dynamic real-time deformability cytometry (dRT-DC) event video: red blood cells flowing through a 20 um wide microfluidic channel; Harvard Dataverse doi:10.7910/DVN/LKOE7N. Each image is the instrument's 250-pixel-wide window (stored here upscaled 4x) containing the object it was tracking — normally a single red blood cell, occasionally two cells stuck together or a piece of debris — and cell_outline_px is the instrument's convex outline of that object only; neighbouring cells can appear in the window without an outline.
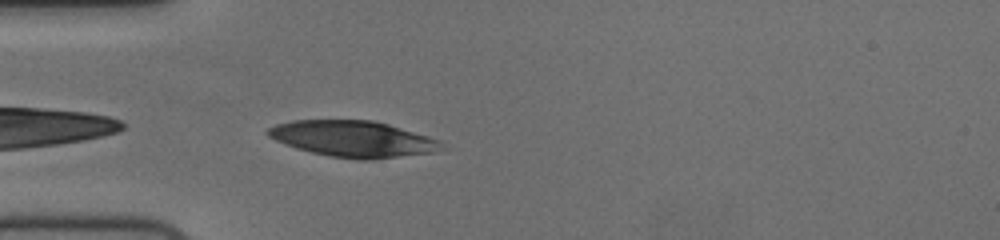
{"species": "human", "species_latin": "Homo sapiens", "temperature_condition": "cold", "stored_images_in_passage": 32, "camera_frame_rate_fps": 3000, "um_per_image_px": 0.085, "donor": {"sex": "female"}, "frame": {"image": 1, "passage_image": 1, "time_ms": 0.0, "image_size_px": [1000, 240], "cell_outline_px": [[440, 144], [432, 152], [372, 160], [356, 160], [332, 156], [312, 152], [296, 148], [284, 144], [268, 136], [264, 132], [264, 128], [276, 124], [292, 120], [372, 120], [388, 124], [428, 136], [440, 140]], "centroid_in_image_um": [29.9, 11.79], "position_along_channel_um": 55.1, "area_um2": 36.36}}
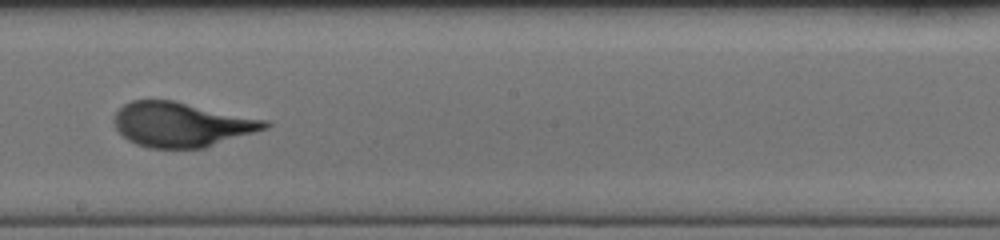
{"frame": {"image": 2, "passage_image": 16, "time_ms": 5.0, "image_size_px": [1000, 240], "cell_outline_px": [[272, 124], [268, 128], [204, 148], [148, 148], [136, 144], [128, 140], [116, 128], [112, 120], [116, 112], [124, 104], [132, 100], [172, 100], [268, 120]], "centroid_in_image_um": [15.43, 10.58], "position_along_channel_um": 232.8, "area_um2": 39.19}}
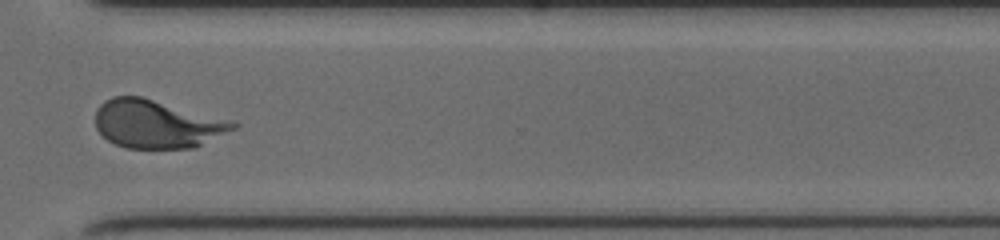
{"frame": {"image": 3, "passage_image": 26, "time_ms": 8.333, "image_size_px": [1000, 240], "cell_outline_px": [[240, 124], [236, 128], [196, 148], [124, 148], [108, 140], [96, 128], [96, 108], [104, 100], [112, 96], [140, 96]], "centroid_in_image_um": [13.28, 10.55], "position_along_channel_um": 357.3, "area_um2": 38.21}, "authors_computed_cell_mechanics": {"area_um2": 39.1595, "velocity_mm_per_s": 3.7153, "shape_relaxation_time_tau1_ms": 3.8643, "shape_relaxation_time_tau2_ms": null, "deformation_change_tau1": 0.1929, "deformation_change_tau2": null}}